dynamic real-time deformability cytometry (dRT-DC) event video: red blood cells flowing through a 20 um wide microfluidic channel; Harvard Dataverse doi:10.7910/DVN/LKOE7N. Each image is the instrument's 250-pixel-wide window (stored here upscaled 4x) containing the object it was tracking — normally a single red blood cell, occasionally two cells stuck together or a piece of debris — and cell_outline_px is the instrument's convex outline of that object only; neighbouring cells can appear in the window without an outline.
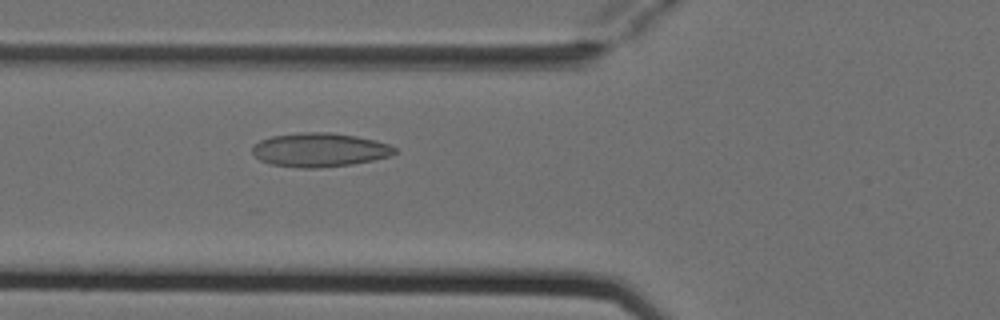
{"species": "Egyptian fruit bat (a non-hibernating species)", "species_latin": "Rousettus aegyptiacus", "temperature_condition": "cold", "stored_images_in_passage": 2, "camera_frame_rate_fps": 3000, "um_per_image_px": 0.085, "animal": {"sex": "female"}, "frame": {"image": 1, "passage_image": 2, "time_ms": 0.333, "image_size_px": [1000, 320], "cell_outline_px": [[396, 152], [388, 156], [372, 160], [352, 164], [320, 168], [300, 168], [268, 164], [260, 160], [252, 152], [252, 148], [260, 140], [272, 136], [300, 132], [328, 132], [356, 136], [376, 140], [388, 144], [396, 148]], "centroid_in_image_um": [27.15, 12.74], "position_along_channel_um": 98.7, "area_um2": 28.09}}